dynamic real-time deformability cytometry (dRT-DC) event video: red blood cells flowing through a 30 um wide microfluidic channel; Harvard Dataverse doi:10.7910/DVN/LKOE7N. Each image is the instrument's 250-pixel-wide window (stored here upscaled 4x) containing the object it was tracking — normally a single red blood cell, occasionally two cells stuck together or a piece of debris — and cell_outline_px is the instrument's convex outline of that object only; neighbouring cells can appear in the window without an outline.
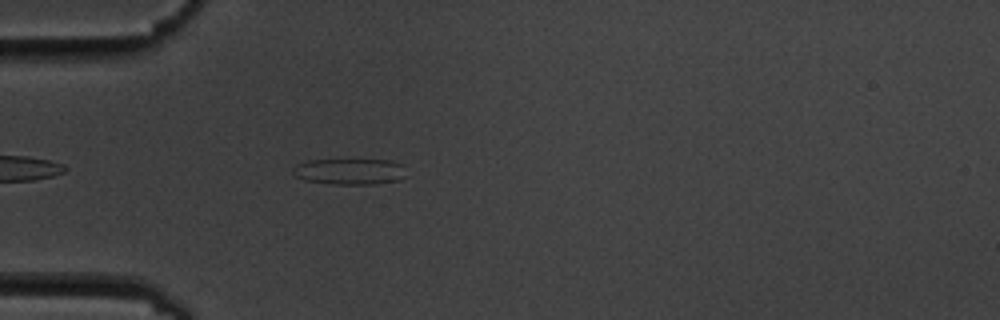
{"species": "common noctule bat (a hibernating species)", "species_latin": "Nyctalus noctula", "temperature_condition": "cold", "stored_images_in_passage": 3, "camera_frame_rate_fps": 3000, "um_per_image_px": 0.085, "animal": {"sex": "male", "body_mass_g": 19.5, "forearm_length_mm": 54.6}, "frame": {"image": 1, "passage_image": 3, "time_ms": 3.333, "image_size_px": [1000, 320], "cell_outline_px": [[404, 176], [400, 180], [376, 184], [332, 184], [304, 180], [296, 176], [292, 172], [292, 168], [296, 164], [308, 160], [392, 160], [404, 164]], "centroid_in_image_um": [29.73, 14.57], "position_along_channel_um": 55.3, "area_um2": 17.34}}